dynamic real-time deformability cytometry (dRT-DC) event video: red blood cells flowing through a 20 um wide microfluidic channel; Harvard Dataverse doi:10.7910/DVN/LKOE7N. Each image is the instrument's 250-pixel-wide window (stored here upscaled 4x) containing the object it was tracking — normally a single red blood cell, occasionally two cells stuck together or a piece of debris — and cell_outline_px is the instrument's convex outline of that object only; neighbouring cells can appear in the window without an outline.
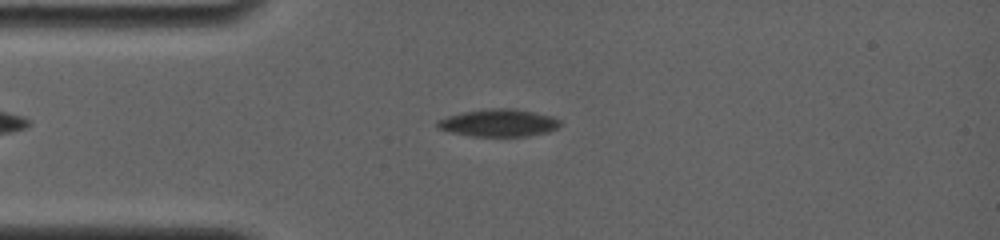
{"species": "common noctule bat (a hibernating species)", "species_latin": "Nyctalus noctula", "temperature_condition": "room temperature", "stored_images_in_passage": 5, "camera_frame_rate_fps": 4000, "um_per_image_px": 0.085, "animal": {"sex": "female", "body_mass_g": 19.0, "forearm_length_mm": 56.7}, "frame": {"image": 1, "passage_image": 4, "time_ms": 1.75, "image_size_px": [1000, 240], "cell_outline_px": [[560, 124], [556, 128], [548, 132], [528, 136], [468, 136], [436, 128], [436, 120], [448, 116], [464, 112], [488, 108], [516, 108], [552, 116], [560, 120]], "centroid_in_image_um": [42.37, 10.44], "position_along_channel_um": 42.6, "area_um2": 19.71}}